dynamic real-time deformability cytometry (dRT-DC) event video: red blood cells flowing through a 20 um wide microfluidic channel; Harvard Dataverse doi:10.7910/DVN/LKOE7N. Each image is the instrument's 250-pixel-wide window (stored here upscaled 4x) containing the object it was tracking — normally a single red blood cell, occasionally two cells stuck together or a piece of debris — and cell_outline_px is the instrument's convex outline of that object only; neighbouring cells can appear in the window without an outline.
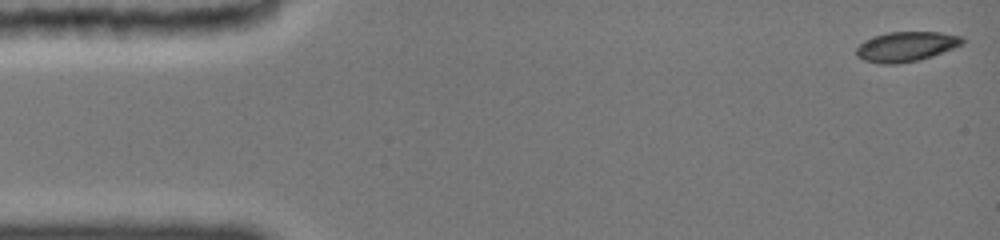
{"species": "common noctule bat (a hibernating species)", "species_latin": "Nyctalus noctula", "temperature_condition": "cold", "stored_images_in_passage": 19, "camera_frame_rate_fps": 3000, "um_per_image_px": 0.085, "animal": {"sex": "female", "body_mass_g": 19.0, "forearm_length_mm": 51.5}, "frame": {"image": 1, "passage_image": 1, "time_ms": 0.0, "image_size_px": [1000, 240], "cell_outline_px": [[964, 44], [932, 56], [920, 60], [896, 64], [880, 64], [864, 60], [856, 56], [856, 48], [864, 40], [872, 36], [888, 32], [940, 32], [964, 36]], "centroid_in_image_um": [77.02, 3.95], "position_along_channel_um": 8.0, "area_um2": 18.67}}
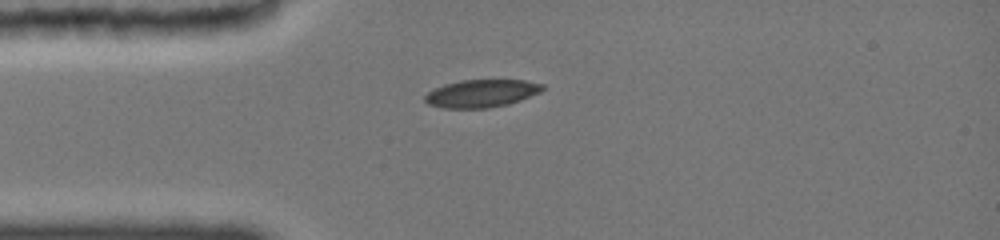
{"frame": {"image": 2, "passage_image": 16, "time_ms": 3.667, "image_size_px": [1000, 240], "cell_outline_px": [[544, 88], [540, 92], [520, 100], [508, 104], [484, 108], [444, 108], [428, 104], [424, 100], [424, 96], [428, 92], [444, 84], [460, 80], [524, 80], [544, 84]], "centroid_in_image_um": [40.92, 7.93], "position_along_channel_um": 44.1, "area_um2": 18.9}}